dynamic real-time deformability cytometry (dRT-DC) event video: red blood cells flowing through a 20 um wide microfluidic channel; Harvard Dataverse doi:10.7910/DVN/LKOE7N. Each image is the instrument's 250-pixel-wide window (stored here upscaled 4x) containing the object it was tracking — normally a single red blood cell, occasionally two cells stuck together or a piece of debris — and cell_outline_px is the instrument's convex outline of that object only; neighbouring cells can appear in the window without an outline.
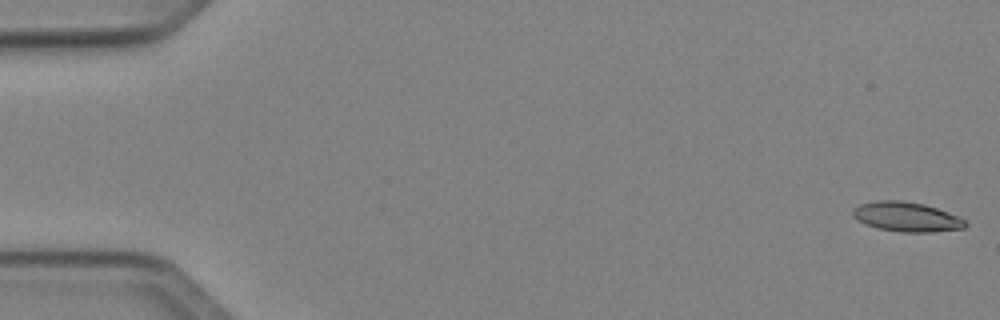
{"species": "Egyptian fruit bat (a non-hibernating species)", "species_latin": "Rousettus aegyptiacus", "temperature_condition": "cold", "stored_images_in_passage": 5, "camera_frame_rate_fps": 3000, "um_per_image_px": 0.085, "animal": {"sex": "female"}, "frame": {"image": 1, "passage_image": 1, "time_ms": 0.0, "image_size_px": [1000, 320], "cell_outline_px": [[968, 224], [964, 228], [932, 232], [900, 232], [876, 228], [864, 224], [856, 220], [852, 216], [852, 208], [860, 204], [876, 200], [904, 200], [924, 204], [948, 212], [964, 220]], "centroid_in_image_um": [77.0, 18.43], "position_along_channel_um": 8.0, "area_um2": 19.59}}
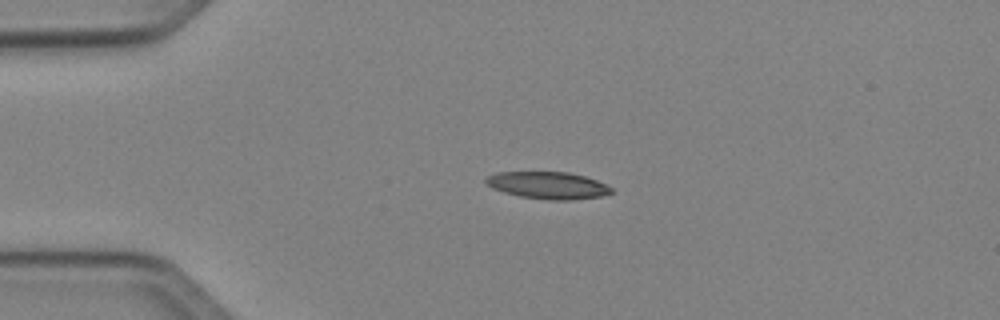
{"frame": {"image": 2, "passage_image": 4, "time_ms": 3.667, "image_size_px": [1000, 320], "cell_outline_px": [[612, 192], [600, 196], [572, 200], [548, 200], [520, 196], [504, 192], [492, 188], [484, 180], [488, 176], [496, 172], [568, 172], [584, 176], [596, 180], [612, 188]], "centroid_in_image_um": [46.55, 15.75], "position_along_channel_um": 38.4, "area_um2": 19.65}}